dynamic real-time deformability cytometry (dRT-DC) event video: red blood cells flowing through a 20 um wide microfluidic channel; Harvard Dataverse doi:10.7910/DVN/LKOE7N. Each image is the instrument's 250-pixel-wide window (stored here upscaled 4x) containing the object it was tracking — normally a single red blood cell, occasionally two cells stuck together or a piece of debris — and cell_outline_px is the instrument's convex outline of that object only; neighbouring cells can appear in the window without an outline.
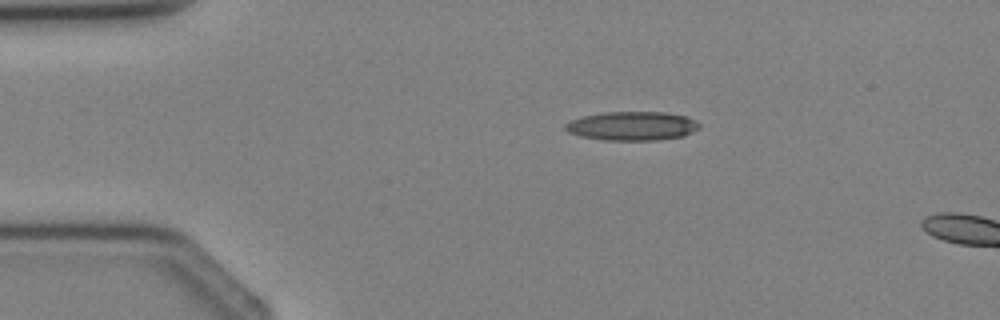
{"species": "Egyptian fruit bat (a non-hibernating species)", "species_latin": "Rousettus aegyptiacus", "temperature_condition": "cold", "stored_images_in_passage": 2, "camera_frame_rate_fps": 3000, "um_per_image_px": 0.085, "animal": {"sex": "female"}, "frame": {"image": 1, "passage_image": 1, "time_ms": 0.0, "image_size_px": [1000, 320], "cell_outline_px": [[700, 128], [684, 136], [656, 140], [604, 140], [580, 136], [568, 132], [564, 128], [564, 124], [568, 120], [580, 116], [604, 112], [664, 112], [688, 116], [696, 120], [700, 124]], "centroid_in_image_um": [53.72, 10.7], "position_along_channel_um": 31.3, "area_um2": 22.89}}